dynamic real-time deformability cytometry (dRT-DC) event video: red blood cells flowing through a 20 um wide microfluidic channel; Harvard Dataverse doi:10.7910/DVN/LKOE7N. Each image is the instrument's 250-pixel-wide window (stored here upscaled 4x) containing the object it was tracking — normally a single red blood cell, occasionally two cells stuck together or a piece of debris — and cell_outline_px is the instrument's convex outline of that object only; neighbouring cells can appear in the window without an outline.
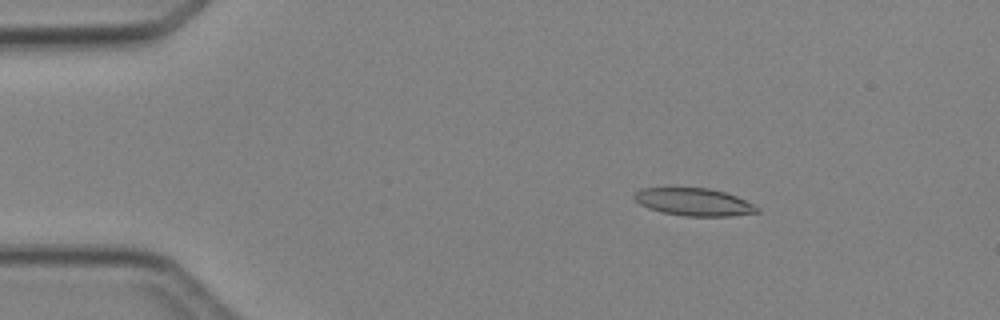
{"species": "Egyptian fruit bat (a non-hibernating species)", "species_latin": "Rousettus aegyptiacus", "temperature_condition": "cold", "stored_images_in_passage": 6, "camera_frame_rate_fps": 3000, "um_per_image_px": 0.085, "animal": {"sex": "female"}, "frame": {"image": 1, "passage_image": 2, "time_ms": 1.0, "image_size_px": [1000, 320], "cell_outline_px": [[760, 212], [732, 216], [684, 216], [660, 212], [648, 208], [640, 204], [632, 196], [640, 188], [708, 188], [724, 192], [736, 196], [760, 208]], "centroid_in_image_um": [58.97, 17.18], "position_along_channel_um": 26.0, "area_um2": 19.71}}
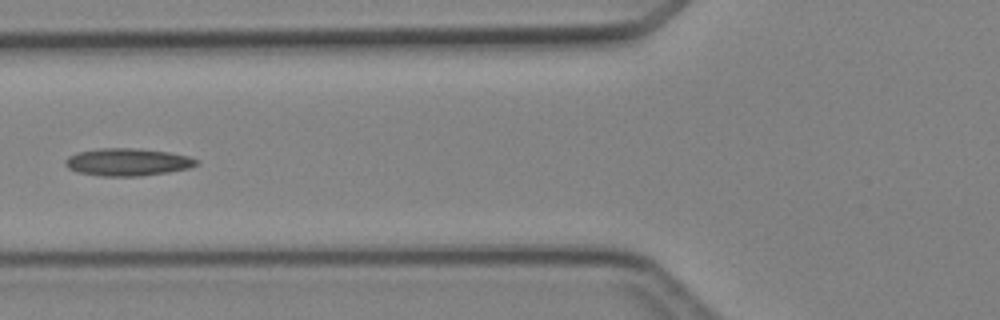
{"frame": {"image": 2, "passage_image": 5, "time_ms": 4.667, "image_size_px": [1000, 320], "cell_outline_px": [[200, 164], [188, 168], [168, 172], [140, 176], [100, 176], [80, 172], [68, 168], [64, 164], [64, 160], [68, 156], [76, 152], [100, 148], [136, 148], [168, 152], [188, 156], [200, 160]], "centroid_in_image_um": [10.85, 13.77], "position_along_channel_um": 115.0, "area_um2": 21.1}}
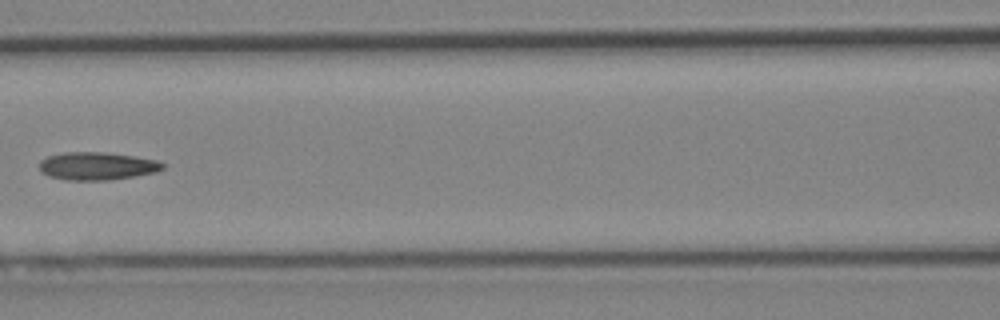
{"frame": {"image": 3, "passage_image": 6, "time_ms": 5.667, "image_size_px": [1000, 320], "cell_outline_px": [[164, 168], [156, 172], [108, 180], [68, 180], [48, 176], [40, 172], [40, 160], [48, 156], [64, 152], [104, 152], [132, 156], [156, 160], [164, 164]], "centroid_in_image_um": [8.21, 14.11], "position_along_channel_um": 158.4, "area_um2": 19.88}}